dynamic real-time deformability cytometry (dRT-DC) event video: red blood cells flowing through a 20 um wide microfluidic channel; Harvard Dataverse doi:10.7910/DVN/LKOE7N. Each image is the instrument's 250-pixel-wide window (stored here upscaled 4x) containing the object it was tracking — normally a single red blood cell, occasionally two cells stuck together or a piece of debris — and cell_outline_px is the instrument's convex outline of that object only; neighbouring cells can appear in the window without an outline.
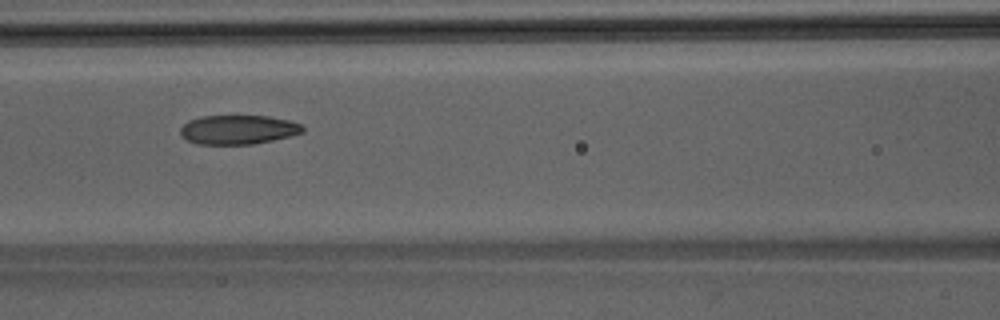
{"species": "Egyptian fruit bat (a non-hibernating species)", "species_latin": "Rousettus aegyptiacus", "temperature_condition": "room temperature", "stored_images_in_passage": 49, "camera_frame_rate_fps": 3000, "um_per_image_px": 0.085, "animal": {"sex": "male"}, "frame": {"image": 1, "passage_image": 22, "time_ms": 7.0, "image_size_px": [1000, 320], "cell_outline_px": [[304, 132], [292, 136], [252, 144], [196, 144], [180, 136], [180, 128], [188, 120], [200, 116], [268, 116], [288, 120], [300, 124], [304, 128]], "centroid_in_image_um": [20.22, 11.02], "position_along_channel_um": 146.4, "area_um2": 20.87}}
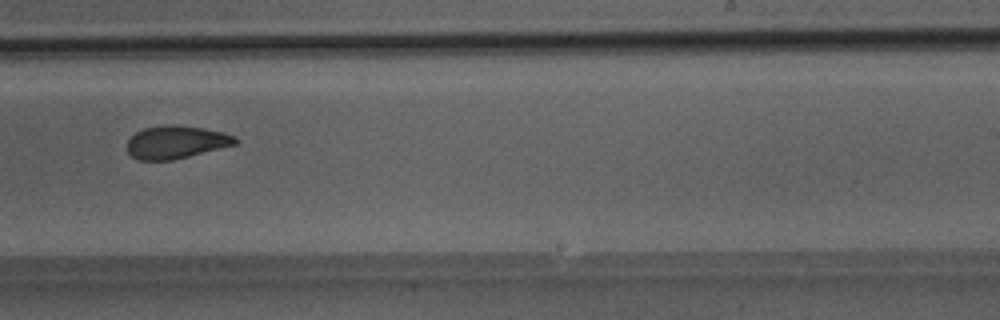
{"frame": {"image": 2, "passage_image": 31, "time_ms": 10.0, "image_size_px": [1000, 320], "cell_outline_px": [[240, 140], [236, 144], [172, 160], [136, 160], [128, 152], [128, 140], [136, 132], [144, 128], [164, 124], [172, 124], [204, 128], [224, 132], [236, 136]], "centroid_in_image_um": [14.98, 12.07], "position_along_channel_um": 274.0, "area_um2": 20.75}}
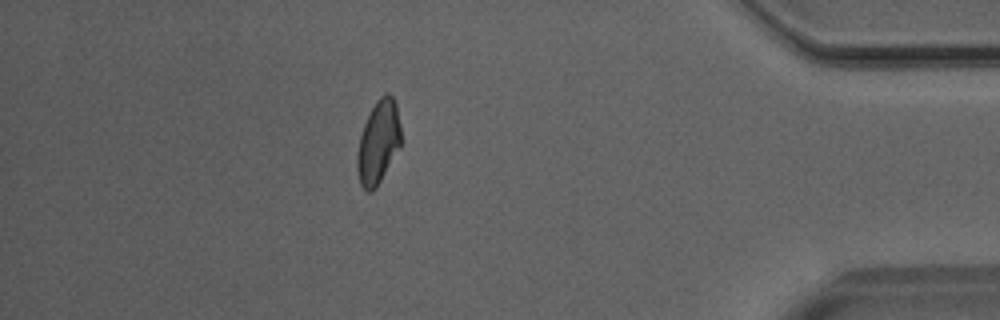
{"frame": {"image": 3, "passage_image": 43, "time_ms": 14.0, "image_size_px": [1000, 320], "cell_outline_px": [[400, 148], [376, 188], [372, 192], [368, 192], [360, 184], [356, 168], [356, 156], [360, 136], [364, 124], [376, 100], [384, 92], [388, 92], [392, 96], [396, 104], [400, 124]], "centroid_in_image_um": [32.15, 12.09], "position_along_channel_um": 403.0, "area_um2": 21.33}}